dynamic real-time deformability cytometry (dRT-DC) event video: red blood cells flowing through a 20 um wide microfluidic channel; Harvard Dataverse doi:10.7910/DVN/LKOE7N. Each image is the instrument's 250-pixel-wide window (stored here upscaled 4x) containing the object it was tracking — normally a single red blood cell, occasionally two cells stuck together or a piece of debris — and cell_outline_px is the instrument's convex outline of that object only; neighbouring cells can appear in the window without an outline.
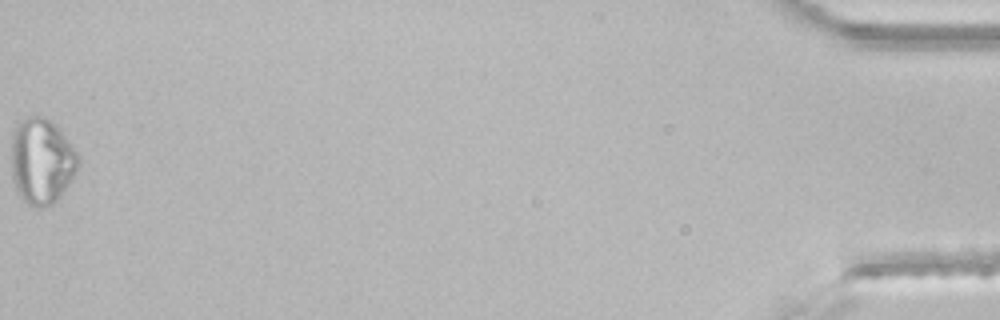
{"species": "common noctule bat (a hibernating species)", "species_latin": "Nyctalus noctula", "temperature_condition": "room temperature", "stored_images_in_passage": 39, "segment_of_instrument_passage": [2, 2], "camera_frame_rate_fps": 3000, "um_per_image_px": 0.085, "animal": {"sex": "male", "body_mass_g": 21.5, "forearm_length_mm": 52.0}, "frame": {"image": 1, "passage_image": 39, "time_ms": 12.667, "image_size_px": [1000, 320], "cell_outline_px": [[80, 164], [68, 184], [60, 196], [52, 204], [40, 208], [28, 204], [20, 196], [16, 188], [12, 176], [12, 128], [20, 120], [28, 116], [44, 116], [64, 136], [80, 156]], "centroid_in_image_um": [3.52, 13.69], "position_along_channel_um": 431.7, "area_um2": 33.23}}